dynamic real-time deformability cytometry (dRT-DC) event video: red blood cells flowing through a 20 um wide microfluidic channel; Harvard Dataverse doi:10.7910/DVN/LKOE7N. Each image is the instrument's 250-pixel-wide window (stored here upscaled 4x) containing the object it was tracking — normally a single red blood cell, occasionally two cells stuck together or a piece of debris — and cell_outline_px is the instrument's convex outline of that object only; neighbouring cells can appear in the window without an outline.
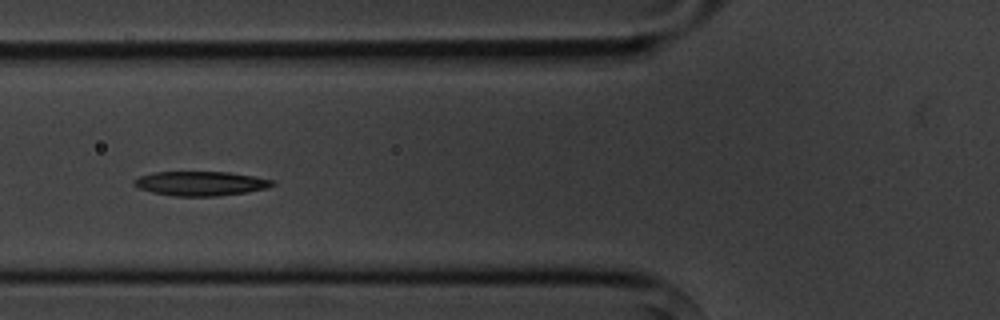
{"species": "common noctule bat (a hibernating species)", "species_latin": "Nyctalus noctula", "temperature_condition": "cold", "stored_images_in_passage": 11, "camera_frame_rate_fps": 3000, "um_per_image_px": 0.085, "animal": {"sex": "male", "body_mass_g": 20.1, "forearm_length_mm": 53.5}, "frame": {"image": 1, "passage_image": 7, "time_ms": 8.0, "image_size_px": [1000, 320], "cell_outline_px": [[276, 184], [268, 188], [248, 192], [216, 196], [176, 196], [152, 192], [136, 188], [132, 184], [132, 180], [140, 176], [152, 172], [228, 172], [276, 180]], "centroid_in_image_um": [17.05, 15.59], "position_along_channel_um": 108.8, "area_um2": 19.83}}
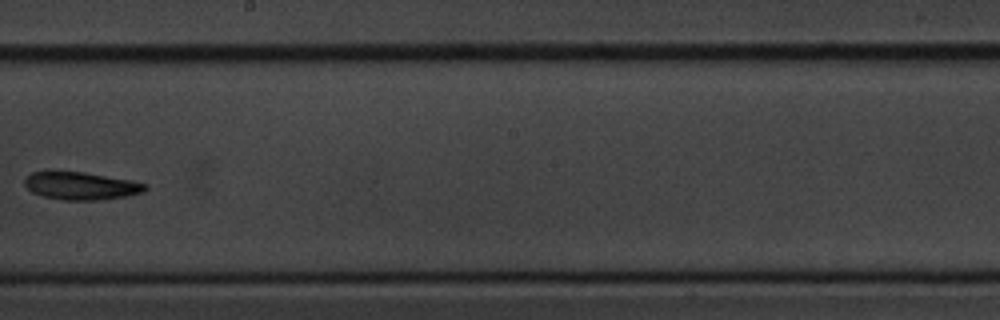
{"frame": {"image": 2, "passage_image": 10, "time_ms": 11.667, "image_size_px": [1000, 320], "cell_outline_px": [[148, 188], [144, 192], [128, 196], [96, 200], [64, 200], [44, 196], [32, 192], [24, 184], [24, 180], [32, 172], [48, 168], [52, 168], [84, 172], [132, 180], [148, 184]], "centroid_in_image_um": [6.86, 15.75], "position_along_channel_um": 241.3, "area_um2": 20.17}}
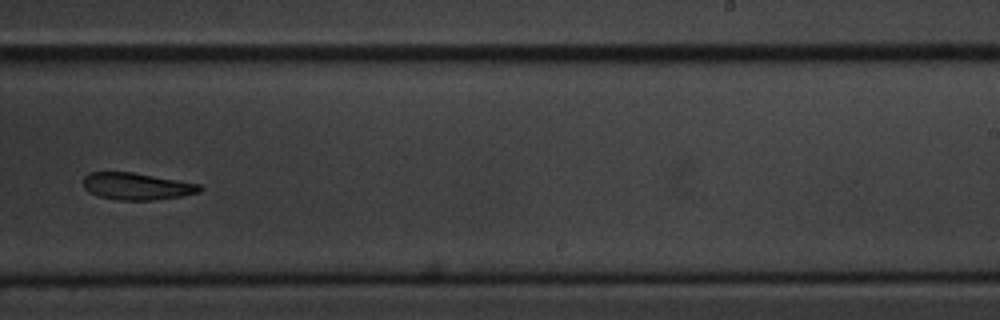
{"frame": {"image": 3, "passage_image": 11, "time_ms": 12.667, "image_size_px": [1000, 320], "cell_outline_px": [[204, 188], [200, 192], [180, 196], [152, 200], [120, 200], [96, 196], [88, 192], [84, 188], [84, 176], [88, 172], [132, 172], [200, 184]], "centroid_in_image_um": [11.6, 15.83], "position_along_channel_um": 277.4, "area_um2": 18.32}}